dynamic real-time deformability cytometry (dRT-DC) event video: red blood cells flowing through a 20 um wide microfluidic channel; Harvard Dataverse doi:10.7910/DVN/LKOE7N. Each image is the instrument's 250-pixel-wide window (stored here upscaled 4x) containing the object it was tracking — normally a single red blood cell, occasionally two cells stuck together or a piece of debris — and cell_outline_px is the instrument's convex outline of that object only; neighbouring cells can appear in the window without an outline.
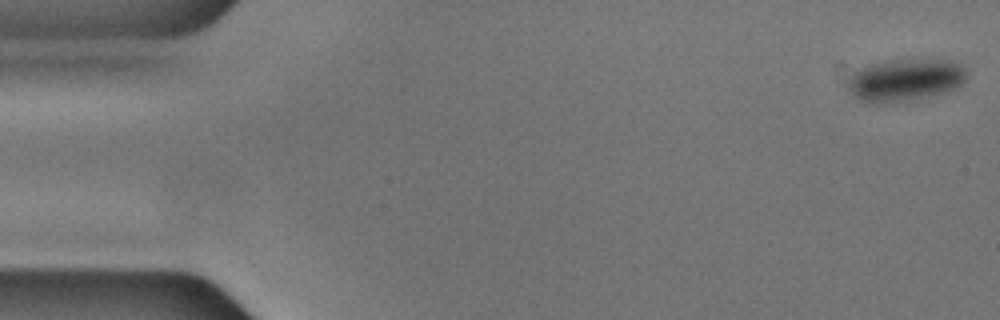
{"species": "common noctule bat (a hibernating species)", "species_latin": "Nyctalus noctula", "temperature_condition": "cold", "stored_images_in_passage": 51, "camera_frame_rate_fps": 3000, "um_per_image_px": 0.085, "animal": {"sex": "male", "body_mass_g": 17.9, "forearm_length_mm": 54.2}, "frame": {"image": 1, "passage_image": 1, "time_ms": 0.0, "image_size_px": [1000, 320], "cell_outline_px": [[968, 76], [956, 88], [944, 92], [912, 100], [880, 104], [864, 104], [852, 96], [848, 92], [848, 84], [852, 76], [860, 68], [868, 64], [892, 60], [928, 60], [960, 64], [964, 68]], "centroid_in_image_um": [76.85, 6.85], "position_along_channel_um": 8.1, "area_um2": 29.13}}
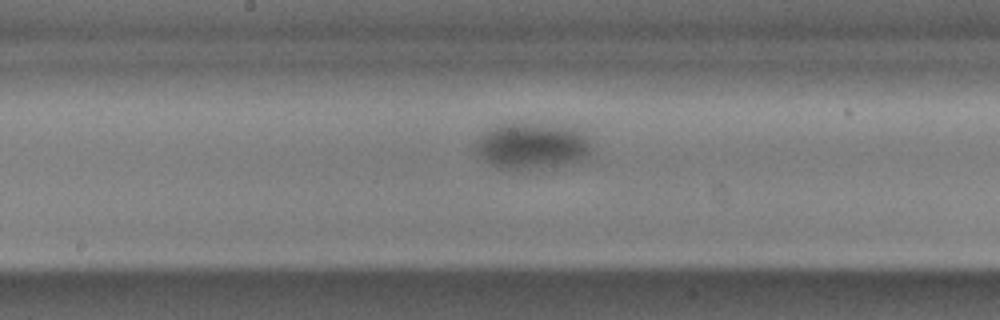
{"frame": {"image": 2, "passage_image": 28, "time_ms": 9.0, "image_size_px": [1000, 320], "cell_outline_px": [[588, 152], [584, 156], [576, 160], [528, 168], [500, 168], [492, 164], [480, 156], [476, 148], [480, 140], [488, 132], [504, 124], [528, 124], [556, 128], [572, 132], [580, 136], [584, 140], [588, 148]], "centroid_in_image_um": [45.07, 12.43], "position_along_channel_um": 203.1, "area_um2": 27.57}}
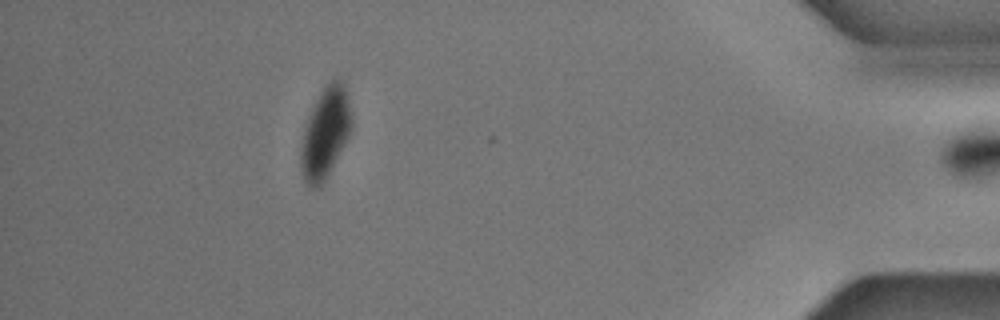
{"frame": {"image": 3, "passage_image": 50, "time_ms": 16.333, "image_size_px": [1000, 320], "cell_outline_px": [[352, 124], [348, 136], [324, 180], [316, 188], [308, 188], [300, 172], [300, 148], [304, 128], [308, 116], [320, 92], [336, 76], [340, 80], [348, 96], [352, 116]], "centroid_in_image_um": [27.62, 11.31], "position_along_channel_um": 407.6, "area_um2": 26.41}, "authors_computed_cell_mechanics": {"area_um2": 29.5936, "velocity_mm_per_s": 3.5546, "shape_relaxation_time_tau1_ms": 1.5884, "shape_relaxation_time_tau2_ms": null, "deformation_change_tau1": 0.0532, "deformation_change_tau2": null}}